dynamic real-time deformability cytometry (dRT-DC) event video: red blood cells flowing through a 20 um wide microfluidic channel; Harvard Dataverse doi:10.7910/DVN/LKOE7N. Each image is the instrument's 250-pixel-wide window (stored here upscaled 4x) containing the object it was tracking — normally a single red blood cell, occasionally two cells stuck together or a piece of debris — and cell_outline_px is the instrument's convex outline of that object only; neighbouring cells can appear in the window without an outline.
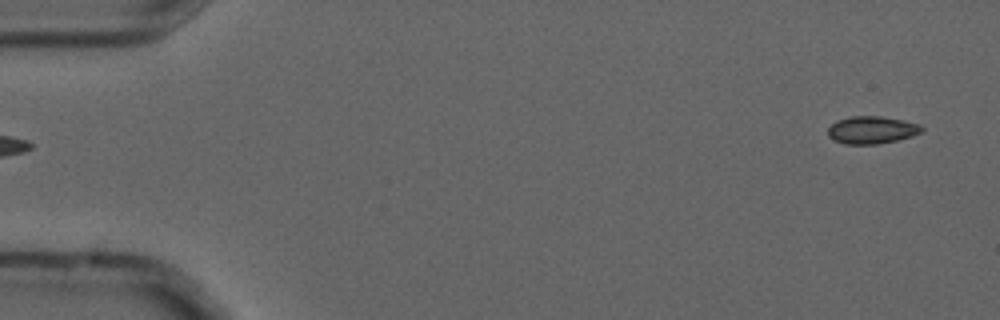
{"species": "common noctule bat (a hibernating species)", "species_latin": "Nyctalus noctula", "temperature_condition": "cold", "stored_images_in_passage": 4, "segment_of_instrument_passage": [2, 2], "camera_frame_rate_fps": 3000, "um_per_image_px": 0.085, "animal": {"sex": "male", "forearm_length_mm": 52.5}, "frame": {"image": 1, "passage_image": 4, "time_ms": 1.0, "image_size_px": [1000, 320], "cell_outline_px": [[924, 132], [912, 136], [896, 140], [876, 144], [844, 144], [832, 140], [828, 136], [828, 128], [836, 120], [848, 116], [880, 116], [904, 120], [920, 124], [924, 128]], "centroid_in_image_um": [74.1, 11.04], "position_along_channel_um": 10.9, "area_um2": 15.26}}